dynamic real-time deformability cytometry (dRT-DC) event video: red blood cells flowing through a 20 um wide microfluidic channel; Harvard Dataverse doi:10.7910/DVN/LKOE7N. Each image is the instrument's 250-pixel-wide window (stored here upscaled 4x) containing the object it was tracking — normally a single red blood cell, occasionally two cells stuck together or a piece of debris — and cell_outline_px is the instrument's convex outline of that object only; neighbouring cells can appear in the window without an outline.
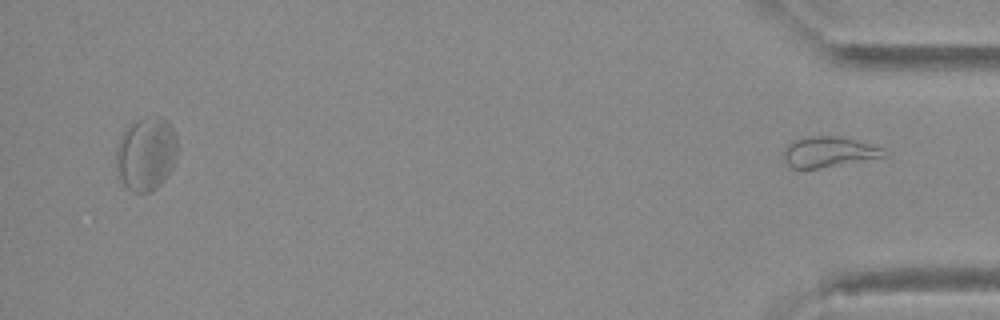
{"species": "Egyptian fruit bat (a non-hibernating species)", "species_latin": "Rousettus aegyptiacus", "temperature_condition": "warm", "stored_images_in_passage": 34, "segment_of_instrument_passage": [2, 2], "camera_frame_rate_fps": 3000, "um_per_image_px": 0.085, "animal": {"sex": "female"}, "frame": {"image": 1, "passage_image": 34, "time_ms": 11.0, "image_size_px": [1000, 320], "cell_outline_px": [[888, 156], [820, 168], [792, 168], [784, 160], [784, 148], [788, 144], [796, 140], [808, 136], [840, 136], [884, 148], [888, 152]], "centroid_in_image_um": [70.47, 12.91], "position_along_channel_um": 364.7, "area_um2": 17.74}}